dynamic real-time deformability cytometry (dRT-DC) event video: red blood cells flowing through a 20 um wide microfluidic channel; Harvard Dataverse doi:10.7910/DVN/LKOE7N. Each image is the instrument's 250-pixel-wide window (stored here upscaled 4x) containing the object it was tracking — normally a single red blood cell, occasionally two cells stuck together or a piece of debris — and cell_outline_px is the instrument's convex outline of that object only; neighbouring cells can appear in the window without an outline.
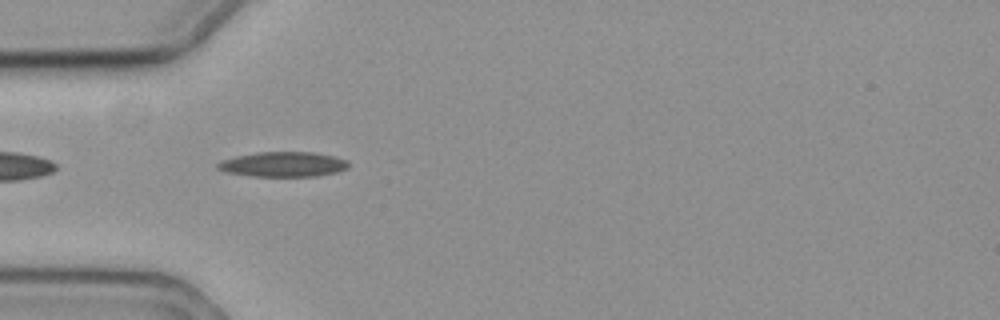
{"species": "common noctule bat (a hibernating species)", "species_latin": "Nyctalus noctula", "temperature_condition": "cold", "stored_images_in_passage": 25, "camera_frame_rate_fps": 3000, "um_per_image_px": 0.085, "animal": {"sex": "female", "body_mass_g": 19.3, "forearm_length_mm": 54.1}, "frame": {"image": 1, "passage_image": 1, "time_ms": 0.0, "image_size_px": [1000, 320], "cell_outline_px": [[348, 168], [336, 172], [316, 176], [252, 176], [224, 172], [216, 168], [216, 164], [220, 160], [236, 156], [256, 152], [312, 152], [332, 156], [348, 160]], "centroid_in_image_um": [24.02, 13.96], "position_along_channel_um": 61.0, "area_um2": 19.07}}
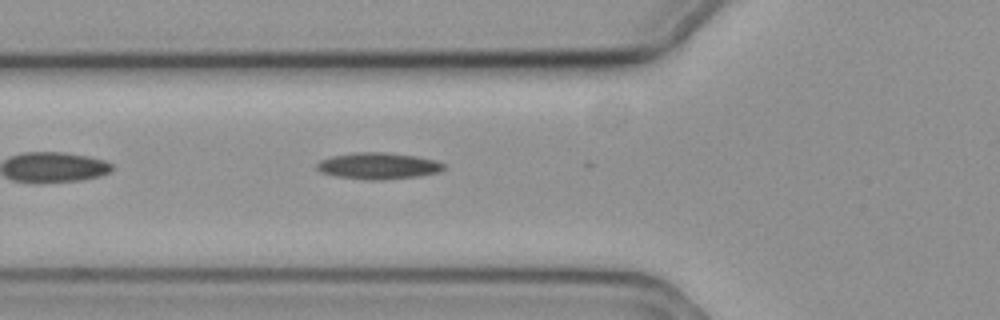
{"frame": {"image": 2, "passage_image": 4, "time_ms": 1.0, "image_size_px": [1000, 320], "cell_outline_px": [[444, 168], [440, 172], [420, 176], [384, 180], [364, 180], [336, 176], [320, 172], [316, 168], [316, 164], [320, 160], [332, 156], [352, 152], [384, 152], [416, 156], [432, 160], [444, 164]], "centroid_in_image_um": [32.11, 14.11], "position_along_channel_um": 93.7, "area_um2": 19.71}}
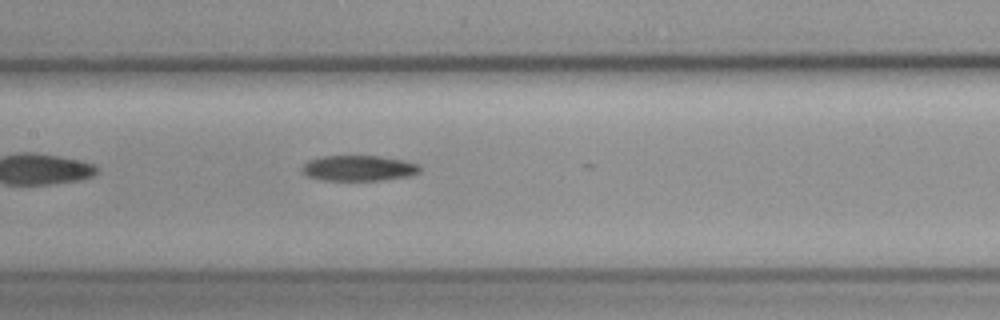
{"frame": {"image": 3, "passage_image": 11, "time_ms": 3.333, "image_size_px": [1000, 320], "cell_outline_px": [[420, 172], [412, 176], [380, 180], [320, 180], [308, 176], [300, 172], [300, 168], [308, 160], [320, 156], [380, 156], [404, 160], [420, 164]], "centroid_in_image_um": [30.48, 14.29], "position_along_channel_um": 176.9, "area_um2": 17.8}}